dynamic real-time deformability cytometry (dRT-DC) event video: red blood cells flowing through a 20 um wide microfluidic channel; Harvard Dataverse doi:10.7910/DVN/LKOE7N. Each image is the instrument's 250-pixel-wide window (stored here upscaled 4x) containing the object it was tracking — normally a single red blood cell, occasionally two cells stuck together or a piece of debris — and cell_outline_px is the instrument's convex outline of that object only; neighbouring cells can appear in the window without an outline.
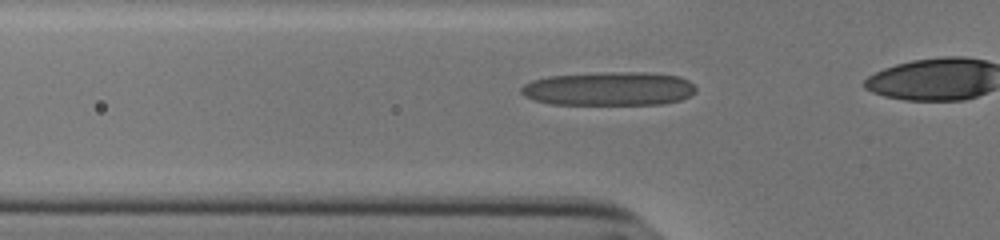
{"species": "human", "species_latin": "Homo sapiens", "temperature_condition": "cold", "stored_images_in_passage": 17, "camera_frame_rate_fps": 3000, "um_per_image_px": 0.085, "donor": {"sex": "male"}, "frame": {"image": 1, "passage_image": 8, "time_ms": 2.333, "image_size_px": [1000, 240], "cell_outline_px": [[696, 88], [688, 96], [680, 100], [660, 104], [552, 104], [536, 100], [524, 96], [520, 92], [520, 88], [524, 84], [532, 80], [548, 76], [604, 72], [648, 72], [680, 76], [688, 80]], "centroid_in_image_um": [51.75, 7.53], "position_along_channel_um": 74.1, "area_um2": 34.33}}
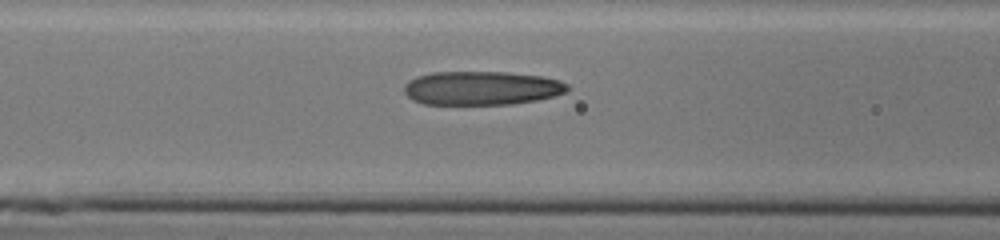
{"frame": {"image": 2, "passage_image": 12, "time_ms": 3.667, "image_size_px": [1000, 240], "cell_outline_px": [[568, 88], [564, 92], [552, 96], [536, 100], [512, 104], [424, 104], [412, 100], [404, 92], [404, 84], [408, 80], [416, 76], [432, 72], [508, 72], [540, 76], [560, 80], [568, 84]], "centroid_in_image_um": [40.89, 7.48], "position_along_channel_um": 125.7, "area_um2": 32.19}}
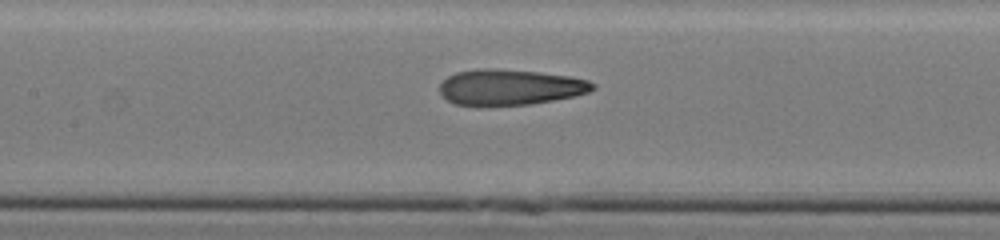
{"frame": {"image": 3, "passage_image": 15, "time_ms": 4.667, "image_size_px": [1000, 240], "cell_outline_px": [[596, 88], [588, 92], [572, 96], [552, 100], [528, 104], [476, 108], [456, 104], [448, 100], [440, 92], [440, 84], [448, 76], [456, 72], [476, 68], [496, 68], [540, 72], [572, 76], [588, 80], [596, 84]], "centroid_in_image_um": [43.32, 7.42], "position_along_channel_um": 164.1, "area_um2": 32.54}}